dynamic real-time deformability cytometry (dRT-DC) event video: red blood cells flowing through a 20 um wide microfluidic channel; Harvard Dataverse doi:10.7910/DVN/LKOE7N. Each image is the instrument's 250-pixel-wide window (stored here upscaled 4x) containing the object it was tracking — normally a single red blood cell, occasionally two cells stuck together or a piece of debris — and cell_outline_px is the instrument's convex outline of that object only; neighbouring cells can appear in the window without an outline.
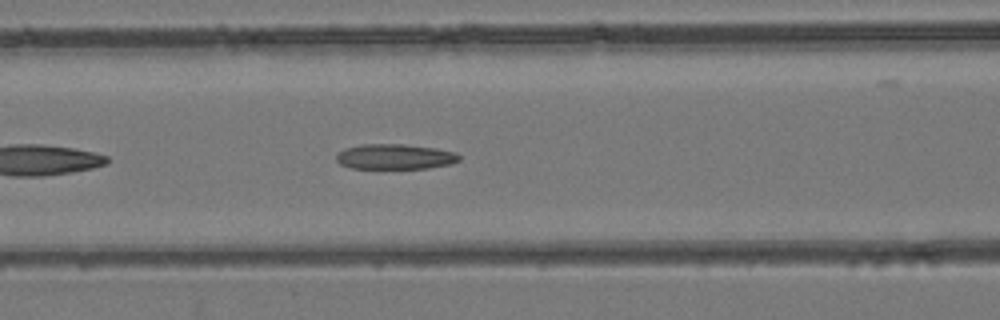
{"species": "common noctule bat (a hibernating species)", "species_latin": "Nyctalus noctula", "temperature_condition": "room temperature", "stored_images_in_passage": 36, "camera_frame_rate_fps": 3000, "um_per_image_px": 0.085, "animal": {"sex": "female", "body_mass_g": 24.6, "forearm_length_mm": 56.2}, "frame": {"image": 1, "passage_image": 7, "time_ms": 2.0, "image_size_px": [1000, 320], "cell_outline_px": [[460, 160], [452, 164], [428, 168], [352, 168], [340, 164], [336, 160], [336, 156], [344, 148], [360, 144], [404, 144], [436, 148], [456, 152], [460, 156]], "centroid_in_image_um": [33.59, 13.31], "position_along_channel_um": 133.0, "area_um2": 18.15}}
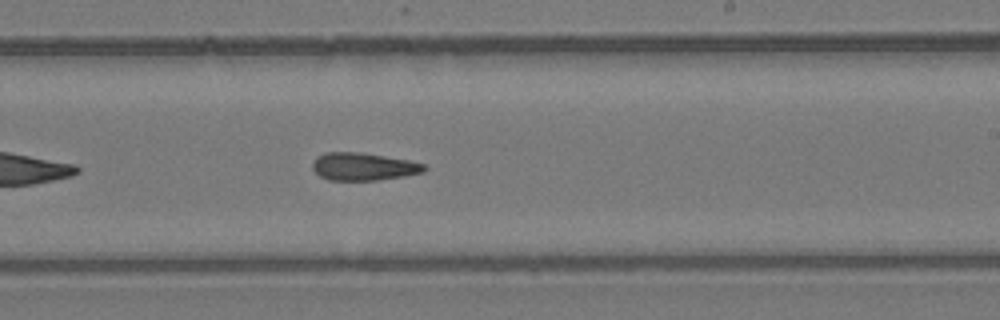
{"frame": {"image": 2, "passage_image": 16, "time_ms": 5.0, "image_size_px": [1000, 320], "cell_outline_px": [[428, 168], [424, 172], [404, 176], [376, 180], [328, 180], [320, 176], [312, 168], [312, 164], [316, 156], [324, 152], [360, 152], [408, 160], [424, 164]], "centroid_in_image_um": [30.87, 14.15], "position_along_channel_um": 258.1, "area_um2": 18.03}}
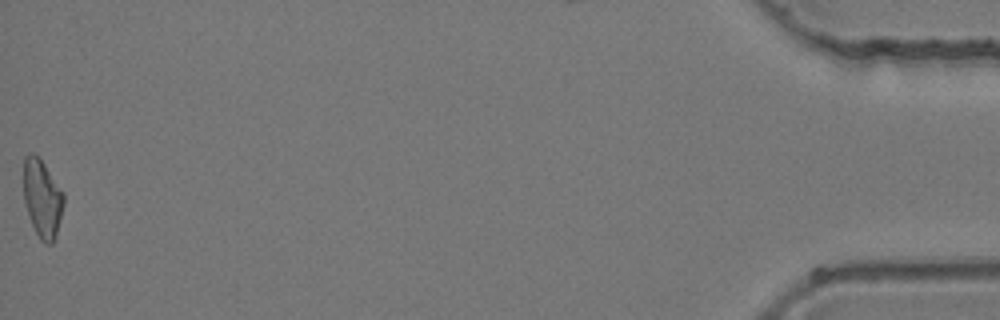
{"frame": {"image": 3, "passage_image": 36, "time_ms": 11.667, "image_size_px": [1000, 320], "cell_outline_px": [[64, 204], [56, 236], [52, 244], [44, 244], [40, 240], [32, 224], [24, 200], [24, 156], [32, 152], [36, 152], [64, 192]], "centroid_in_image_um": [3.61, 16.85], "position_along_channel_um": 431.6, "area_um2": 18.32}}